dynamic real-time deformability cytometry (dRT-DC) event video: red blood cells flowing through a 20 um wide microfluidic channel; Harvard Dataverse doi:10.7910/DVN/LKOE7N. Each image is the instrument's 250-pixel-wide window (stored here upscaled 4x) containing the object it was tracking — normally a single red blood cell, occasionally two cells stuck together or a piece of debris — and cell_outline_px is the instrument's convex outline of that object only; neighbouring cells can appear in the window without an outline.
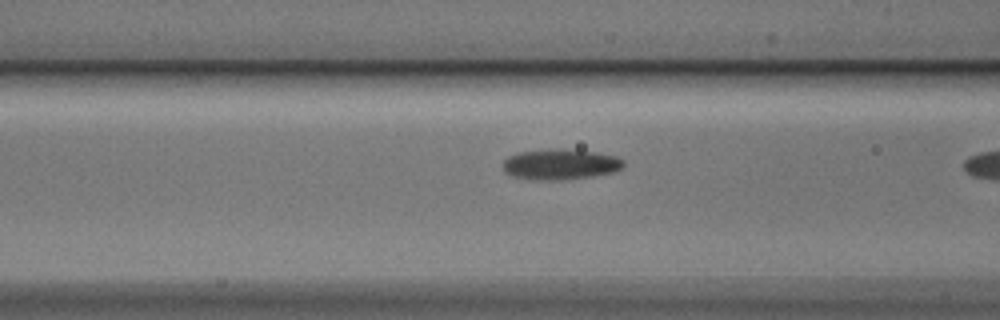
{"species": "Egyptian fruit bat (a non-hibernating species)", "species_latin": "Rousettus aegyptiacus", "temperature_condition": "cold", "stored_images_in_passage": 11, "camera_frame_rate_fps": 3000, "um_per_image_px": 0.085, "animal": {"sex": "male"}, "frame": {"image": 1, "passage_image": 10, "time_ms": 3.0, "image_size_px": [1000, 320], "cell_outline_px": [[624, 164], [620, 168], [612, 172], [592, 176], [560, 180], [536, 180], [516, 176], [504, 172], [504, 160], [508, 156], [520, 152], [556, 148], [560, 148], [596, 152], [616, 156], [624, 160]], "centroid_in_image_um": [47.64, 13.96], "position_along_channel_um": 119.0, "area_um2": 21.33}}